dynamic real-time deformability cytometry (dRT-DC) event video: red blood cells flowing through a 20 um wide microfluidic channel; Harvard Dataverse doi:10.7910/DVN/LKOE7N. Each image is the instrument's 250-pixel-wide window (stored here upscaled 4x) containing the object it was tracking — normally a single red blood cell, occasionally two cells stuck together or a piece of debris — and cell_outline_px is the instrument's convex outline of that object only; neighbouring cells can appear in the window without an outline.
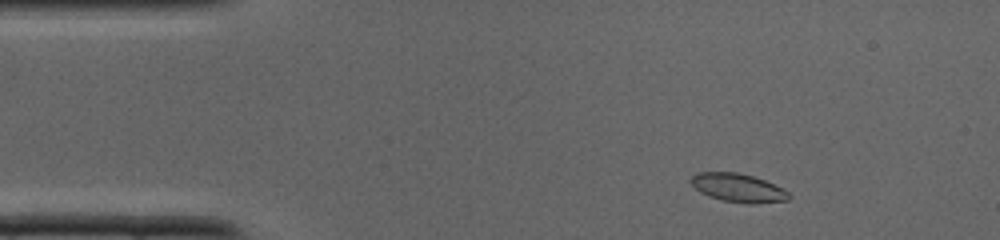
{"species": "common noctule bat (a hibernating species)", "species_latin": "Nyctalus noctula", "temperature_condition": "cold", "stored_images_in_passage": 35, "camera_frame_rate_fps": 3000, "um_per_image_px": 0.085, "animal": {"sex": "male", "body_mass_g": 19.0, "forearm_length_mm": 50.8}, "frame": {"image": 1, "passage_image": 3, "time_ms": 0.667, "image_size_px": [1000, 240], "cell_outline_px": [[792, 196], [788, 200], [752, 204], [748, 204], [720, 200], [708, 196], [700, 192], [688, 180], [696, 172], [740, 172], [764, 180], [784, 188]], "centroid_in_image_um": [62.74, 15.96], "position_along_channel_um": 22.3, "area_um2": 16.47}}
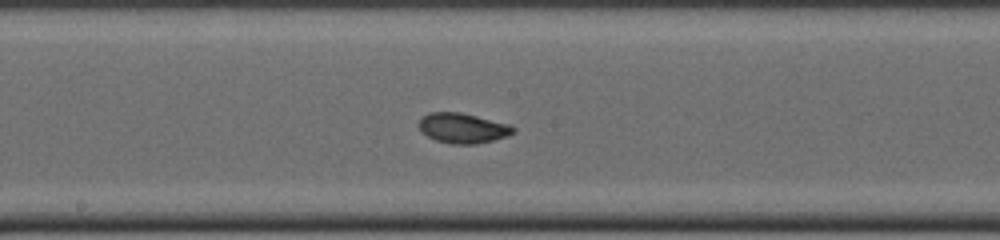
{"frame": {"image": 2, "passage_image": 17, "time_ms": 5.333, "image_size_px": [1000, 240], "cell_outline_px": [[516, 132], [508, 136], [476, 144], [452, 144], [436, 140], [420, 132], [420, 116], [428, 112], [460, 112], [512, 124], [516, 128]], "centroid_in_image_um": [39.36, 10.88], "position_along_channel_um": 208.8, "area_um2": 16.76}}
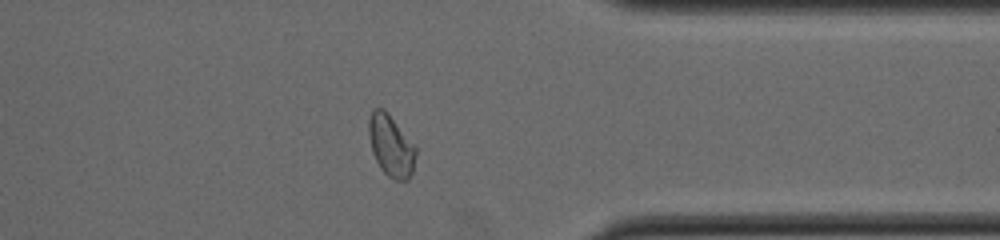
{"frame": {"image": 3, "passage_image": 27, "time_ms": 8.667, "image_size_px": [1000, 240], "cell_outline_px": [[416, 156], [412, 172], [408, 180], [396, 180], [388, 176], [380, 168], [372, 152], [368, 136], [368, 120], [372, 108], [384, 108], [416, 148]], "centroid_in_image_um": [33.2, 12.38], "position_along_channel_um": 378.2, "area_um2": 16.82}}